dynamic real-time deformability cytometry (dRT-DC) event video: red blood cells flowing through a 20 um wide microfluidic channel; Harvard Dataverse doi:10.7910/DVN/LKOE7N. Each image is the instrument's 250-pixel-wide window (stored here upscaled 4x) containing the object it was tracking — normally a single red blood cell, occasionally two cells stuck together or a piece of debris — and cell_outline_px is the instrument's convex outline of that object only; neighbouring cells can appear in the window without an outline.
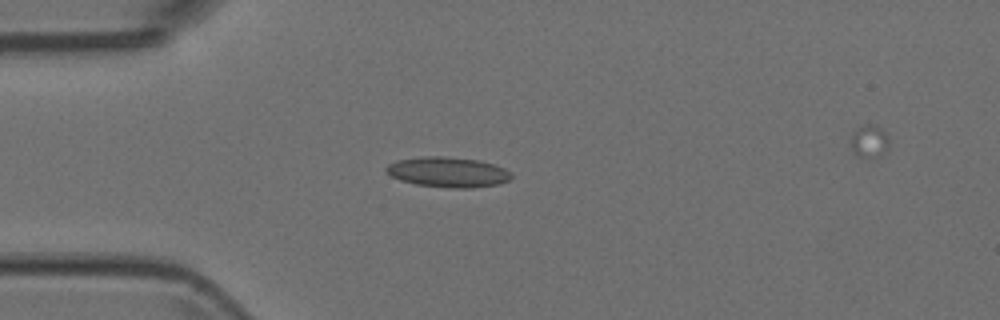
{"species": "Egyptian fruit bat (a non-hibernating species)", "species_latin": "Rousettus aegyptiacus", "temperature_condition": "room temperature", "stored_images_in_passage": 5, "camera_frame_rate_fps": 3000, "um_per_image_px": 0.085, "animal": {"sex": "female"}, "frame": {"image": 1, "passage_image": 4, "time_ms": 1.0, "image_size_px": [1000, 320], "cell_outline_px": [[512, 176], [508, 180], [500, 184], [472, 188], [452, 188], [416, 184], [400, 180], [384, 172], [384, 168], [388, 164], [396, 160], [424, 156], [444, 156], [476, 160], [492, 164], [504, 168]], "centroid_in_image_um": [38.02, 14.63], "position_along_channel_um": 47.0, "area_um2": 21.96}}